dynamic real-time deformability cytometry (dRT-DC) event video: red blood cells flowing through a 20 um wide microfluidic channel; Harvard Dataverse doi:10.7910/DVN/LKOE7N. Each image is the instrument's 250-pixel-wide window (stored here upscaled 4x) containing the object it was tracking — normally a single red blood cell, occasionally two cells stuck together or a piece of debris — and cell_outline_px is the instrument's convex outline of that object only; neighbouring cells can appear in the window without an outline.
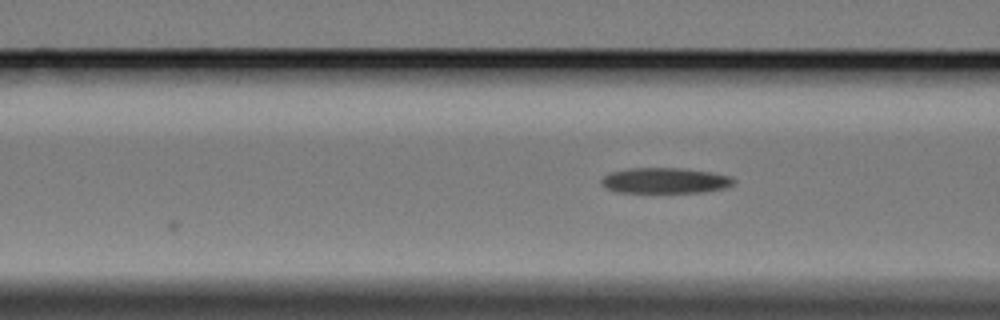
{"species": "Egyptian fruit bat (a non-hibernating species)", "species_latin": "Rousettus aegyptiacus", "temperature_condition": "cold", "stored_images_in_passage": 4, "camera_frame_rate_fps": 3000, "um_per_image_px": 0.085, "animal": {"sex": "female"}, "frame": {"image": 1, "passage_image": 3, "time_ms": 3.0, "image_size_px": [1000, 320], "cell_outline_px": [[736, 180], [732, 184], [724, 188], [704, 192], [616, 192], [604, 188], [600, 180], [604, 176], [612, 172], [632, 168], [680, 168], [708, 172], [732, 176]], "centroid_in_image_um": [56.51, 15.35], "position_along_channel_um": 110.1, "area_um2": 19.59}}